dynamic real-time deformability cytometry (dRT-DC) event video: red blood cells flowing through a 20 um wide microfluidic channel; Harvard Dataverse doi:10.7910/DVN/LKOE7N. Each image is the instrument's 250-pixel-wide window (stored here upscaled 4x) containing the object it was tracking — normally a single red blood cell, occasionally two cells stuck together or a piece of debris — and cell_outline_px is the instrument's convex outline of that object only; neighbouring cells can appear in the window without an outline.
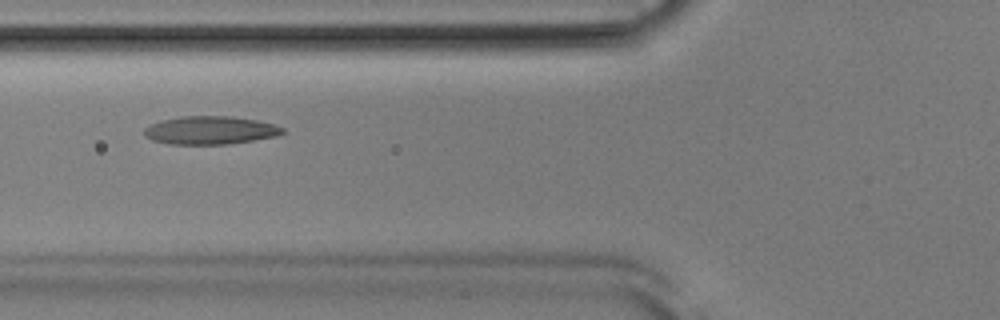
{"species": "Egyptian fruit bat (a non-hibernating species)", "species_latin": "Rousettus aegyptiacus", "temperature_condition": "room temperature", "stored_images_in_passage": 51, "camera_frame_rate_fps": 3000, "um_per_image_px": 0.085, "animal": {"sex": "male"}, "frame": {"image": 1, "passage_image": 19, "time_ms": 6.0, "image_size_px": [1000, 320], "cell_outline_px": [[284, 132], [276, 136], [228, 144], [168, 144], [152, 140], [144, 136], [144, 128], [160, 120], [180, 116], [232, 116], [256, 120], [276, 124], [284, 128]], "centroid_in_image_um": [17.85, 11.06], "position_along_channel_um": 107.9, "area_um2": 22.77}}
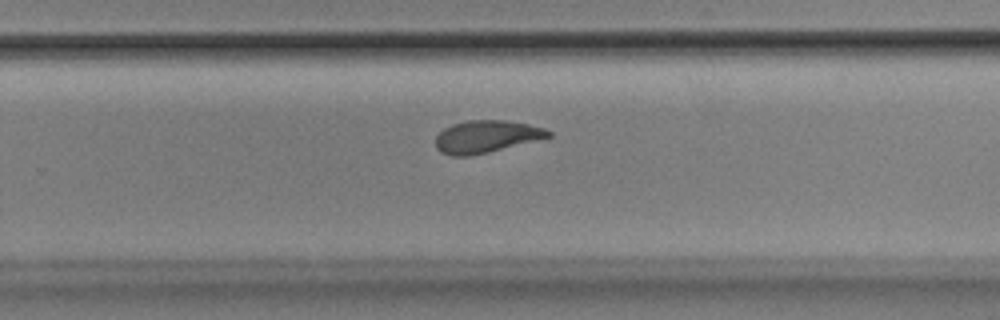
{"frame": {"image": 2, "passage_image": 33, "time_ms": 10.667, "image_size_px": [1000, 320], "cell_outline_px": [[552, 136], [548, 140], [468, 156], [452, 156], [440, 152], [436, 148], [436, 136], [444, 128], [452, 124], [468, 120], [508, 120], [528, 124], [544, 128], [552, 132]], "centroid_in_image_um": [41.43, 11.62], "position_along_channel_um": 288.4, "area_um2": 21.85}}
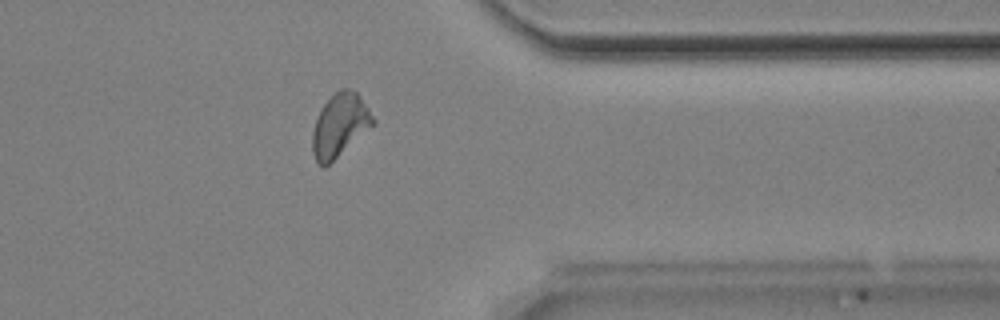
{"frame": {"image": 3, "passage_image": 41, "time_ms": 13.333, "image_size_px": [1000, 320], "cell_outline_px": [[376, 124], [324, 168], [316, 160], [312, 152], [312, 132], [320, 108], [340, 88], [348, 88], [356, 92], [368, 108], [376, 120]], "centroid_in_image_um": [28.89, 10.65], "position_along_channel_um": 382.5, "area_um2": 22.2}, "authors_computed_cell_mechanics": {"area_um2": 22.1952, "velocity_mm_per_s": 3.8739, "shape_relaxation_time_tau1_ms": 6.9064, "shape_relaxation_time_tau2_ms": 2.26, "deformation_change_tau1": 0.1716, "deformation_change_tau2": 0.0823}}